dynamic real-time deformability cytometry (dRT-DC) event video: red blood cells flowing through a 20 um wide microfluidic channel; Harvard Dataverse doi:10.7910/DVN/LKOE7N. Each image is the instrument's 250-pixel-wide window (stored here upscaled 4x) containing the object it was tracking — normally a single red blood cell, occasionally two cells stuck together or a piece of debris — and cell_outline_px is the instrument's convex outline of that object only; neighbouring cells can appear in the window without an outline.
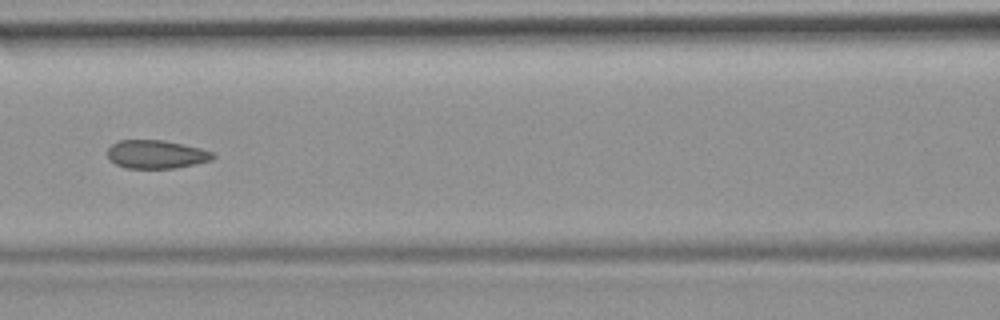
{"species": "common noctule bat (a hibernating species)", "species_latin": "Nyctalus noctula", "temperature_condition": "room temperature", "stored_images_in_passage": 9, "camera_frame_rate_fps": 3000, "um_per_image_px": 0.085, "animal": {"sex": "female", "body_mass_g": 19.9}, "frame": {"image": 1, "passage_image": 6, "time_ms": 1.667, "image_size_px": [1000, 320], "cell_outline_px": [[216, 156], [212, 160], [176, 168], [124, 168], [116, 164], [108, 156], [108, 148], [112, 144], [120, 140], [164, 140], [200, 148], [216, 152]], "centroid_in_image_um": [13.32, 13.12], "position_along_channel_um": 153.3, "area_um2": 17.46}}
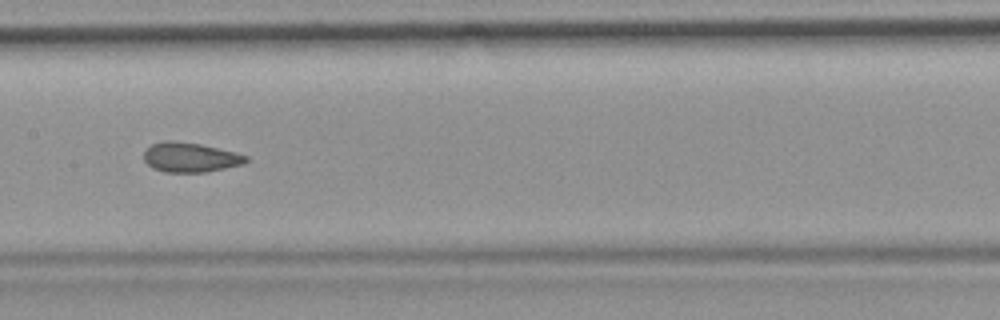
{"frame": {"image": 2, "passage_image": 7, "time_ms": 2.0, "image_size_px": [1000, 320], "cell_outline_px": [[248, 160], [244, 164], [204, 172], [164, 172], [152, 168], [144, 160], [144, 152], [152, 144], [164, 140], [172, 140], [200, 144], [236, 152], [248, 156]], "centroid_in_image_um": [16.17, 13.37], "position_along_channel_um": 191.2, "area_um2": 17.63}}